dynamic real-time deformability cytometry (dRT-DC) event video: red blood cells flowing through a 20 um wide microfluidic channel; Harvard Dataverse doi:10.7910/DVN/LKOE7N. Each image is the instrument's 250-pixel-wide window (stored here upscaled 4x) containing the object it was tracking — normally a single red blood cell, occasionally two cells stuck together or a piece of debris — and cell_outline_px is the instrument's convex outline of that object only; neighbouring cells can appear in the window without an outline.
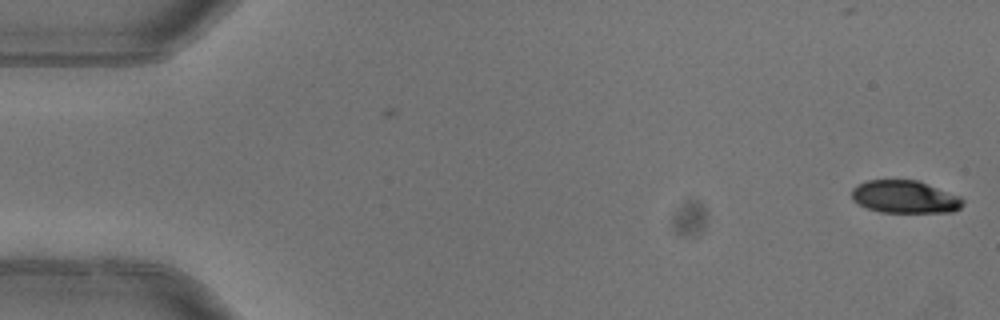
{"species": "common noctule bat (a hibernating species)", "species_latin": "Nyctalus noctula", "temperature_condition": "warm", "stored_images_in_passage": 2, "camera_frame_rate_fps": 3000, "um_per_image_px": 0.085, "animal": {"sex": "female"}, "frame": {"image": 1, "passage_image": 2, "time_ms": 0.333, "image_size_px": [1000, 320], "cell_outline_px": [[964, 204], [960, 208], [952, 212], [880, 212], [856, 204], [852, 200], [852, 188], [868, 180], [916, 180], [960, 196], [964, 200]], "centroid_in_image_um": [76.9, 16.74], "position_along_channel_um": 8.1, "area_um2": 21.1}}